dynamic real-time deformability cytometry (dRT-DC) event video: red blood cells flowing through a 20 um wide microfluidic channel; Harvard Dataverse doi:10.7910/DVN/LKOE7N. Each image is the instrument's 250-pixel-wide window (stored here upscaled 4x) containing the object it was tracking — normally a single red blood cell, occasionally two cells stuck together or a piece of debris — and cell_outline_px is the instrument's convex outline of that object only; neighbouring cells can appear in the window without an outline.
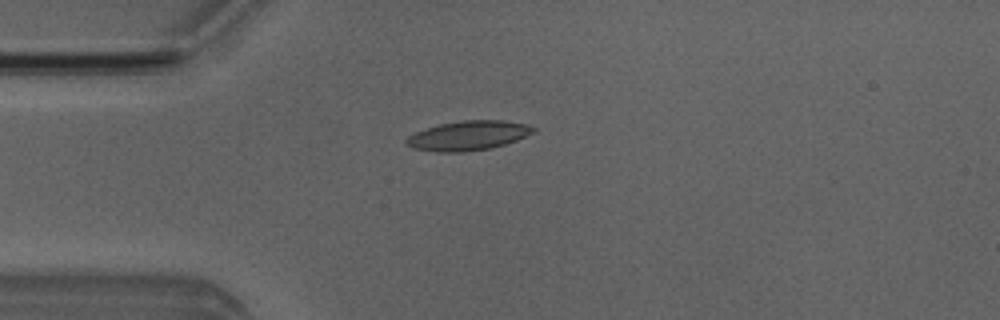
{"species": "Egyptian fruit bat (a non-hibernating species)", "species_latin": "Rousettus aegyptiacus", "temperature_condition": "room temperature", "stored_images_in_passage": 4, "camera_frame_rate_fps": 3000, "um_per_image_px": 0.085, "animal": {"sex": "male"}, "frame": {"image": 1, "passage_image": 4, "time_ms": 3.333, "image_size_px": [1000, 320], "cell_outline_px": [[536, 128], [532, 132], [516, 140], [492, 148], [464, 152], [440, 152], [412, 148], [404, 144], [404, 140], [408, 136], [416, 132], [440, 124], [464, 120], [504, 120], [528, 124]], "centroid_in_image_um": [39.77, 11.53], "position_along_channel_um": 45.2, "area_um2": 21.73}}